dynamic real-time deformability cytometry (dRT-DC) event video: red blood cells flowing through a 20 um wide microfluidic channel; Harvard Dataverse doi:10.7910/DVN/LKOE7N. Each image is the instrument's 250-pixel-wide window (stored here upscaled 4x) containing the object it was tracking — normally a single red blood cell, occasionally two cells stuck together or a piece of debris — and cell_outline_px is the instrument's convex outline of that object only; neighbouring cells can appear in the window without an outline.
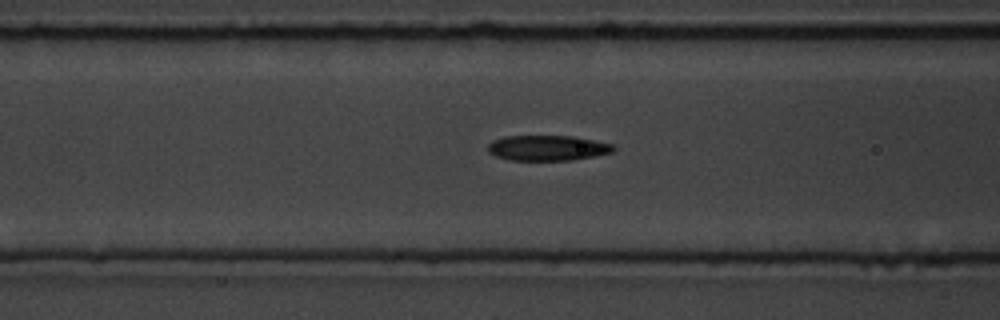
{"species": "common noctule bat (a hibernating species)", "species_latin": "Nyctalus noctula", "temperature_condition": "room temperature", "stored_images_in_passage": 40, "camera_frame_rate_fps": 3000, "um_per_image_px": 0.085, "animal": {"sex": "male", "body_mass_g": 19.5, "forearm_length_mm": 54.6}, "frame": {"image": 1, "passage_image": 18, "time_ms": 5.667, "image_size_px": [1000, 320], "cell_outline_px": [[616, 148], [612, 152], [596, 156], [572, 160], [508, 160], [496, 156], [488, 152], [488, 144], [492, 140], [504, 136], [576, 136], [612, 144]], "centroid_in_image_um": [46.54, 12.57], "position_along_channel_um": 120.1, "area_um2": 18.67}}